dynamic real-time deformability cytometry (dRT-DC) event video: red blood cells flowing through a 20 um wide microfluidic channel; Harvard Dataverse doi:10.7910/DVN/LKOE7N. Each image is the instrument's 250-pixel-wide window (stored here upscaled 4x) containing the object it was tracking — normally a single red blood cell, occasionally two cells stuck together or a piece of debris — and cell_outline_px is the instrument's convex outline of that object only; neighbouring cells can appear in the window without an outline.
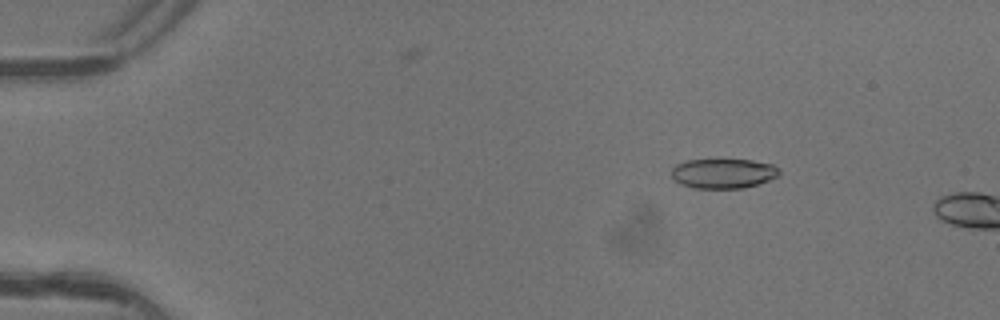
{"species": "common noctule bat (a hibernating species)", "species_latin": "Nyctalus noctula", "temperature_condition": "warm", "stored_images_in_passage": 3, "camera_frame_rate_fps": 3000, "um_per_image_px": 0.085, "animal": {"sex": "female"}, "frame": {"image": 1, "passage_image": 2, "time_ms": 0.333, "image_size_px": [1000, 320], "cell_outline_px": [[780, 176], [744, 188], [692, 188], [680, 184], [672, 176], [672, 168], [676, 164], [684, 160], [720, 156], [752, 160], [772, 164], [780, 168]], "centroid_in_image_um": [61.47, 14.68], "position_along_channel_um": 23.5, "area_um2": 19.71}}